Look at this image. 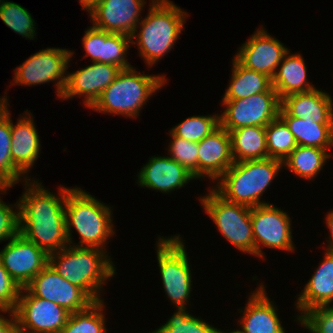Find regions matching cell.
I'll list each match as a JSON object with an SVG mask.
<instances>
[{"label": "cell", "instance_id": "obj_1", "mask_svg": "<svg viewBox=\"0 0 333 333\" xmlns=\"http://www.w3.org/2000/svg\"><path fill=\"white\" fill-rule=\"evenodd\" d=\"M24 181L25 191L18 200L19 233L48 255L67 247L65 201L71 188L61 186L60 195L55 196L41 182H31L27 176Z\"/></svg>", "mask_w": 333, "mask_h": 333}, {"label": "cell", "instance_id": "obj_2", "mask_svg": "<svg viewBox=\"0 0 333 333\" xmlns=\"http://www.w3.org/2000/svg\"><path fill=\"white\" fill-rule=\"evenodd\" d=\"M106 250L68 245L48 255V264L69 283L81 288L93 301L102 300L101 288L115 275Z\"/></svg>", "mask_w": 333, "mask_h": 333}, {"label": "cell", "instance_id": "obj_3", "mask_svg": "<svg viewBox=\"0 0 333 333\" xmlns=\"http://www.w3.org/2000/svg\"><path fill=\"white\" fill-rule=\"evenodd\" d=\"M150 4L149 13L139 22V33L131 36V44L136 41L140 56L151 68L179 39L188 13L169 0H151Z\"/></svg>", "mask_w": 333, "mask_h": 333}, {"label": "cell", "instance_id": "obj_4", "mask_svg": "<svg viewBox=\"0 0 333 333\" xmlns=\"http://www.w3.org/2000/svg\"><path fill=\"white\" fill-rule=\"evenodd\" d=\"M111 212L109 206L101 203L85 190L78 187L71 188L67 192L65 201L66 233L69 245L72 244L71 228L74 227L81 239L79 245L74 243L72 246L105 250L103 246L115 233Z\"/></svg>", "mask_w": 333, "mask_h": 333}, {"label": "cell", "instance_id": "obj_5", "mask_svg": "<svg viewBox=\"0 0 333 333\" xmlns=\"http://www.w3.org/2000/svg\"><path fill=\"white\" fill-rule=\"evenodd\" d=\"M282 167L283 161L269 157L234 162L216 180L214 190L233 203L249 207L269 204L260 198Z\"/></svg>", "mask_w": 333, "mask_h": 333}, {"label": "cell", "instance_id": "obj_6", "mask_svg": "<svg viewBox=\"0 0 333 333\" xmlns=\"http://www.w3.org/2000/svg\"><path fill=\"white\" fill-rule=\"evenodd\" d=\"M161 75L139 74L136 69L121 70L91 107L94 111L137 118L143 105L166 84Z\"/></svg>", "mask_w": 333, "mask_h": 333}, {"label": "cell", "instance_id": "obj_7", "mask_svg": "<svg viewBox=\"0 0 333 333\" xmlns=\"http://www.w3.org/2000/svg\"><path fill=\"white\" fill-rule=\"evenodd\" d=\"M200 201L223 237L241 252L255 255L251 207L227 201L213 188Z\"/></svg>", "mask_w": 333, "mask_h": 333}, {"label": "cell", "instance_id": "obj_8", "mask_svg": "<svg viewBox=\"0 0 333 333\" xmlns=\"http://www.w3.org/2000/svg\"><path fill=\"white\" fill-rule=\"evenodd\" d=\"M158 239L157 260L165 294L177 308H186L192 275L183 240L180 235Z\"/></svg>", "mask_w": 333, "mask_h": 333}, {"label": "cell", "instance_id": "obj_9", "mask_svg": "<svg viewBox=\"0 0 333 333\" xmlns=\"http://www.w3.org/2000/svg\"><path fill=\"white\" fill-rule=\"evenodd\" d=\"M224 112L219 115L220 126L226 130L241 127H266L279 116L281 99L273 87L267 92L238 100H222Z\"/></svg>", "mask_w": 333, "mask_h": 333}, {"label": "cell", "instance_id": "obj_10", "mask_svg": "<svg viewBox=\"0 0 333 333\" xmlns=\"http://www.w3.org/2000/svg\"><path fill=\"white\" fill-rule=\"evenodd\" d=\"M73 53L60 48L40 50L14 70V83L30 86L57 80L56 92L60 99L67 83L66 72Z\"/></svg>", "mask_w": 333, "mask_h": 333}, {"label": "cell", "instance_id": "obj_11", "mask_svg": "<svg viewBox=\"0 0 333 333\" xmlns=\"http://www.w3.org/2000/svg\"><path fill=\"white\" fill-rule=\"evenodd\" d=\"M255 256L263 258L261 245L268 248L294 251L291 218L272 204L251 207Z\"/></svg>", "mask_w": 333, "mask_h": 333}, {"label": "cell", "instance_id": "obj_12", "mask_svg": "<svg viewBox=\"0 0 333 333\" xmlns=\"http://www.w3.org/2000/svg\"><path fill=\"white\" fill-rule=\"evenodd\" d=\"M13 312L17 325L34 333H60L70 316L63 307L34 296L26 287L21 288Z\"/></svg>", "mask_w": 333, "mask_h": 333}, {"label": "cell", "instance_id": "obj_13", "mask_svg": "<svg viewBox=\"0 0 333 333\" xmlns=\"http://www.w3.org/2000/svg\"><path fill=\"white\" fill-rule=\"evenodd\" d=\"M0 251V260L20 288L48 265V254L32 241L18 233Z\"/></svg>", "mask_w": 333, "mask_h": 333}, {"label": "cell", "instance_id": "obj_14", "mask_svg": "<svg viewBox=\"0 0 333 333\" xmlns=\"http://www.w3.org/2000/svg\"><path fill=\"white\" fill-rule=\"evenodd\" d=\"M26 288L34 296L54 302L70 313L86 309L94 302L81 288L69 283L49 264Z\"/></svg>", "mask_w": 333, "mask_h": 333}, {"label": "cell", "instance_id": "obj_15", "mask_svg": "<svg viewBox=\"0 0 333 333\" xmlns=\"http://www.w3.org/2000/svg\"><path fill=\"white\" fill-rule=\"evenodd\" d=\"M145 0H98L89 9L93 26L108 33L132 36L138 32Z\"/></svg>", "mask_w": 333, "mask_h": 333}, {"label": "cell", "instance_id": "obj_16", "mask_svg": "<svg viewBox=\"0 0 333 333\" xmlns=\"http://www.w3.org/2000/svg\"><path fill=\"white\" fill-rule=\"evenodd\" d=\"M259 29L242 44L234 58L242 66L266 74L272 79L289 50L262 27Z\"/></svg>", "mask_w": 333, "mask_h": 333}, {"label": "cell", "instance_id": "obj_17", "mask_svg": "<svg viewBox=\"0 0 333 333\" xmlns=\"http://www.w3.org/2000/svg\"><path fill=\"white\" fill-rule=\"evenodd\" d=\"M120 71L116 65L93 62L83 69L67 74V83L61 99L67 100L83 95L84 104L90 109Z\"/></svg>", "mask_w": 333, "mask_h": 333}, {"label": "cell", "instance_id": "obj_18", "mask_svg": "<svg viewBox=\"0 0 333 333\" xmlns=\"http://www.w3.org/2000/svg\"><path fill=\"white\" fill-rule=\"evenodd\" d=\"M198 178L216 180L234 163L230 133L219 126L198 142Z\"/></svg>", "mask_w": 333, "mask_h": 333}, {"label": "cell", "instance_id": "obj_19", "mask_svg": "<svg viewBox=\"0 0 333 333\" xmlns=\"http://www.w3.org/2000/svg\"><path fill=\"white\" fill-rule=\"evenodd\" d=\"M131 40L128 35L108 33L91 26L85 31L82 44L92 62L116 65L123 70L132 68L126 60Z\"/></svg>", "mask_w": 333, "mask_h": 333}, {"label": "cell", "instance_id": "obj_20", "mask_svg": "<svg viewBox=\"0 0 333 333\" xmlns=\"http://www.w3.org/2000/svg\"><path fill=\"white\" fill-rule=\"evenodd\" d=\"M196 179L184 166L169 156H152L138 173L142 187L169 193Z\"/></svg>", "mask_w": 333, "mask_h": 333}, {"label": "cell", "instance_id": "obj_21", "mask_svg": "<svg viewBox=\"0 0 333 333\" xmlns=\"http://www.w3.org/2000/svg\"><path fill=\"white\" fill-rule=\"evenodd\" d=\"M264 285L251 293L240 319L241 329L237 333H285L280 323L274 302L266 295Z\"/></svg>", "mask_w": 333, "mask_h": 333}, {"label": "cell", "instance_id": "obj_22", "mask_svg": "<svg viewBox=\"0 0 333 333\" xmlns=\"http://www.w3.org/2000/svg\"><path fill=\"white\" fill-rule=\"evenodd\" d=\"M322 90L294 93L281 99V107L291 116L313 119L314 123H333V102Z\"/></svg>", "mask_w": 333, "mask_h": 333}, {"label": "cell", "instance_id": "obj_23", "mask_svg": "<svg viewBox=\"0 0 333 333\" xmlns=\"http://www.w3.org/2000/svg\"><path fill=\"white\" fill-rule=\"evenodd\" d=\"M298 295L296 308L301 312L333 303V254L326 251L323 261Z\"/></svg>", "mask_w": 333, "mask_h": 333}, {"label": "cell", "instance_id": "obj_24", "mask_svg": "<svg viewBox=\"0 0 333 333\" xmlns=\"http://www.w3.org/2000/svg\"><path fill=\"white\" fill-rule=\"evenodd\" d=\"M31 112L18 118L14 126L11 120V155L13 164L23 173L29 172L39 157L40 140ZM29 117H28V116Z\"/></svg>", "mask_w": 333, "mask_h": 333}, {"label": "cell", "instance_id": "obj_25", "mask_svg": "<svg viewBox=\"0 0 333 333\" xmlns=\"http://www.w3.org/2000/svg\"><path fill=\"white\" fill-rule=\"evenodd\" d=\"M272 78V87L280 99L287 95L308 92L316 87L308 83L307 69L300 54H291L288 51Z\"/></svg>", "mask_w": 333, "mask_h": 333}, {"label": "cell", "instance_id": "obj_26", "mask_svg": "<svg viewBox=\"0 0 333 333\" xmlns=\"http://www.w3.org/2000/svg\"><path fill=\"white\" fill-rule=\"evenodd\" d=\"M279 116L286 122L297 145L330 149L333 146V123H314L313 119L291 117L282 107Z\"/></svg>", "mask_w": 333, "mask_h": 333}, {"label": "cell", "instance_id": "obj_27", "mask_svg": "<svg viewBox=\"0 0 333 333\" xmlns=\"http://www.w3.org/2000/svg\"><path fill=\"white\" fill-rule=\"evenodd\" d=\"M234 162L268 158L265 127L250 126L227 130Z\"/></svg>", "mask_w": 333, "mask_h": 333}, {"label": "cell", "instance_id": "obj_28", "mask_svg": "<svg viewBox=\"0 0 333 333\" xmlns=\"http://www.w3.org/2000/svg\"><path fill=\"white\" fill-rule=\"evenodd\" d=\"M230 85L222 100H238L254 94L267 92L272 87V79L266 74L242 66L235 58Z\"/></svg>", "mask_w": 333, "mask_h": 333}, {"label": "cell", "instance_id": "obj_29", "mask_svg": "<svg viewBox=\"0 0 333 333\" xmlns=\"http://www.w3.org/2000/svg\"><path fill=\"white\" fill-rule=\"evenodd\" d=\"M328 149L298 145L283 161L294 174L305 180H311L323 169L330 153Z\"/></svg>", "mask_w": 333, "mask_h": 333}, {"label": "cell", "instance_id": "obj_30", "mask_svg": "<svg viewBox=\"0 0 333 333\" xmlns=\"http://www.w3.org/2000/svg\"><path fill=\"white\" fill-rule=\"evenodd\" d=\"M103 300L94 301L86 309L70 313L60 333H107Z\"/></svg>", "mask_w": 333, "mask_h": 333}, {"label": "cell", "instance_id": "obj_31", "mask_svg": "<svg viewBox=\"0 0 333 333\" xmlns=\"http://www.w3.org/2000/svg\"><path fill=\"white\" fill-rule=\"evenodd\" d=\"M11 116L8 111L0 118V183L11 188L25 176L12 161L11 155Z\"/></svg>", "mask_w": 333, "mask_h": 333}, {"label": "cell", "instance_id": "obj_32", "mask_svg": "<svg viewBox=\"0 0 333 333\" xmlns=\"http://www.w3.org/2000/svg\"><path fill=\"white\" fill-rule=\"evenodd\" d=\"M266 145L268 157L284 161L298 146L294 135L290 132L286 122L278 116L266 127Z\"/></svg>", "mask_w": 333, "mask_h": 333}, {"label": "cell", "instance_id": "obj_33", "mask_svg": "<svg viewBox=\"0 0 333 333\" xmlns=\"http://www.w3.org/2000/svg\"><path fill=\"white\" fill-rule=\"evenodd\" d=\"M220 126L219 115L192 116L171 129L176 137L187 141L200 142Z\"/></svg>", "mask_w": 333, "mask_h": 333}, {"label": "cell", "instance_id": "obj_34", "mask_svg": "<svg viewBox=\"0 0 333 333\" xmlns=\"http://www.w3.org/2000/svg\"><path fill=\"white\" fill-rule=\"evenodd\" d=\"M219 329L196 318L186 311V308H177L167 322L152 333H217Z\"/></svg>", "mask_w": 333, "mask_h": 333}, {"label": "cell", "instance_id": "obj_35", "mask_svg": "<svg viewBox=\"0 0 333 333\" xmlns=\"http://www.w3.org/2000/svg\"><path fill=\"white\" fill-rule=\"evenodd\" d=\"M0 18L7 27L19 35L30 40L35 38V20L27 9L21 5L9 1L3 2L0 6Z\"/></svg>", "mask_w": 333, "mask_h": 333}, {"label": "cell", "instance_id": "obj_36", "mask_svg": "<svg viewBox=\"0 0 333 333\" xmlns=\"http://www.w3.org/2000/svg\"><path fill=\"white\" fill-rule=\"evenodd\" d=\"M172 139L168 146L170 158L184 166L198 179V143L176 137L171 131Z\"/></svg>", "mask_w": 333, "mask_h": 333}, {"label": "cell", "instance_id": "obj_37", "mask_svg": "<svg viewBox=\"0 0 333 333\" xmlns=\"http://www.w3.org/2000/svg\"><path fill=\"white\" fill-rule=\"evenodd\" d=\"M299 323L310 333H333V305L305 311L299 316Z\"/></svg>", "mask_w": 333, "mask_h": 333}, {"label": "cell", "instance_id": "obj_38", "mask_svg": "<svg viewBox=\"0 0 333 333\" xmlns=\"http://www.w3.org/2000/svg\"><path fill=\"white\" fill-rule=\"evenodd\" d=\"M20 290L0 260V311H14Z\"/></svg>", "mask_w": 333, "mask_h": 333}, {"label": "cell", "instance_id": "obj_39", "mask_svg": "<svg viewBox=\"0 0 333 333\" xmlns=\"http://www.w3.org/2000/svg\"><path fill=\"white\" fill-rule=\"evenodd\" d=\"M16 204L14 206L17 210H14L12 205H6L0 197V242L9 240L19 233L18 201Z\"/></svg>", "mask_w": 333, "mask_h": 333}, {"label": "cell", "instance_id": "obj_40", "mask_svg": "<svg viewBox=\"0 0 333 333\" xmlns=\"http://www.w3.org/2000/svg\"><path fill=\"white\" fill-rule=\"evenodd\" d=\"M4 313L11 314L10 319H6L4 316L0 315V333H13L14 328L17 326V321L12 311H1Z\"/></svg>", "mask_w": 333, "mask_h": 333}, {"label": "cell", "instance_id": "obj_41", "mask_svg": "<svg viewBox=\"0 0 333 333\" xmlns=\"http://www.w3.org/2000/svg\"><path fill=\"white\" fill-rule=\"evenodd\" d=\"M326 225L328 226L329 232L331 233L330 234L331 238H329L330 240H329L326 251L333 254V210L327 213Z\"/></svg>", "mask_w": 333, "mask_h": 333}, {"label": "cell", "instance_id": "obj_42", "mask_svg": "<svg viewBox=\"0 0 333 333\" xmlns=\"http://www.w3.org/2000/svg\"><path fill=\"white\" fill-rule=\"evenodd\" d=\"M8 99L7 96L0 98V118L3 117L8 111Z\"/></svg>", "mask_w": 333, "mask_h": 333}, {"label": "cell", "instance_id": "obj_43", "mask_svg": "<svg viewBox=\"0 0 333 333\" xmlns=\"http://www.w3.org/2000/svg\"><path fill=\"white\" fill-rule=\"evenodd\" d=\"M98 0H79L84 10L89 9Z\"/></svg>", "mask_w": 333, "mask_h": 333}, {"label": "cell", "instance_id": "obj_44", "mask_svg": "<svg viewBox=\"0 0 333 333\" xmlns=\"http://www.w3.org/2000/svg\"><path fill=\"white\" fill-rule=\"evenodd\" d=\"M13 333H34L20 328L18 325L14 328Z\"/></svg>", "mask_w": 333, "mask_h": 333}, {"label": "cell", "instance_id": "obj_45", "mask_svg": "<svg viewBox=\"0 0 333 333\" xmlns=\"http://www.w3.org/2000/svg\"><path fill=\"white\" fill-rule=\"evenodd\" d=\"M8 190V188L4 187L1 183H0V191L3 193H6V191Z\"/></svg>", "mask_w": 333, "mask_h": 333}, {"label": "cell", "instance_id": "obj_46", "mask_svg": "<svg viewBox=\"0 0 333 333\" xmlns=\"http://www.w3.org/2000/svg\"><path fill=\"white\" fill-rule=\"evenodd\" d=\"M217 333H226V332L218 330ZM228 333H237V332L235 330H233L232 332H228Z\"/></svg>", "mask_w": 333, "mask_h": 333}, {"label": "cell", "instance_id": "obj_47", "mask_svg": "<svg viewBox=\"0 0 333 333\" xmlns=\"http://www.w3.org/2000/svg\"><path fill=\"white\" fill-rule=\"evenodd\" d=\"M5 2L4 0H0V6L2 5V3Z\"/></svg>", "mask_w": 333, "mask_h": 333}]
</instances>
